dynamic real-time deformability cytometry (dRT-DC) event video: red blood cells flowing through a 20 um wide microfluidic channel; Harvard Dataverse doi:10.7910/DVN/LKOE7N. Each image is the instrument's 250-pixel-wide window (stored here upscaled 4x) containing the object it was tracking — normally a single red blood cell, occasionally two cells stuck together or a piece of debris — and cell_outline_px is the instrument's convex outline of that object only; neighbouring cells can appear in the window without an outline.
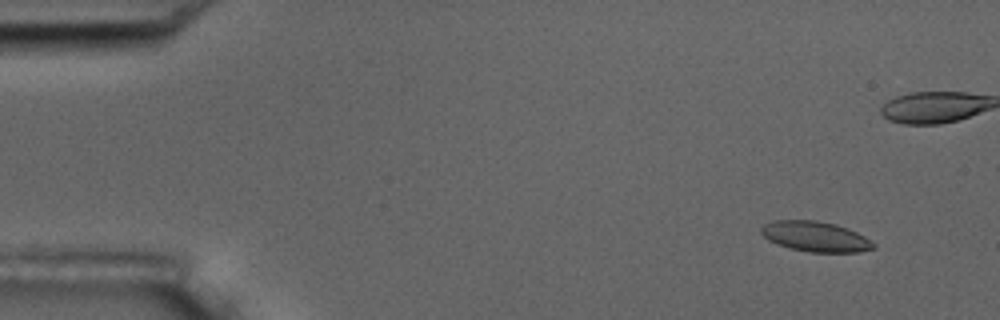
{"species": "common noctule bat (a hibernating species)", "species_latin": "Nyctalus noctula", "temperature_condition": "room temperature", "stored_images_in_passage": 6, "camera_frame_rate_fps": 3000, "um_per_image_px": 0.085, "animal": {"sex": "male", "body_mass_g": 17.5, "forearm_length_mm": 52.3}, "frame": {"image": 1, "passage_image": 1, "time_ms": 0.0, "image_size_px": [1000, 320], "cell_outline_px": [[876, 248], [860, 252], [812, 252], [792, 248], [776, 244], [768, 240], [760, 232], [760, 228], [764, 224], [772, 220], [816, 220], [836, 224], [848, 228], [864, 236], [876, 244]], "centroid_in_image_um": [69.31, 20.1], "position_along_channel_um": 15.7, "area_um2": 19.88}}